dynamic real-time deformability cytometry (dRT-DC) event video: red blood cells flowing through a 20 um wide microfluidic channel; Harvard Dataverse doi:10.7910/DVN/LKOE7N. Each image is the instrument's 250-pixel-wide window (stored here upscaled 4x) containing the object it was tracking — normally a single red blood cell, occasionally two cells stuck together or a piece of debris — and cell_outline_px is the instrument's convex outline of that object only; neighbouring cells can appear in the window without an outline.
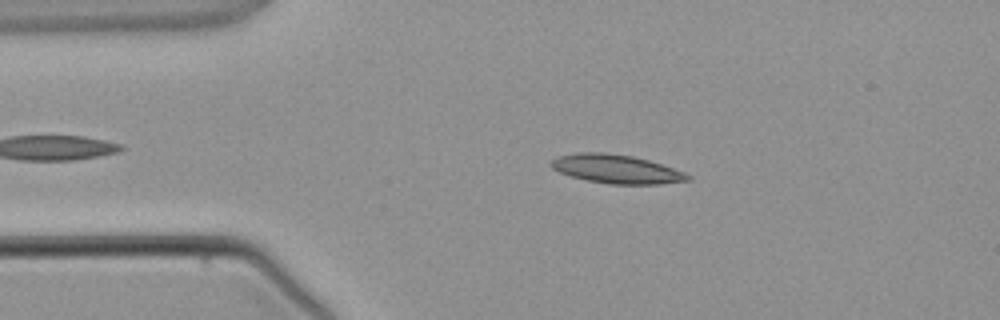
{"species": "common noctule bat (a hibernating species)", "species_latin": "Nyctalus noctula", "temperature_condition": "warm", "stored_images_in_passage": 6, "camera_frame_rate_fps": 3000, "um_per_image_px": 0.085, "animal": {"sex": "male", "body_mass_g": 21.5, "forearm_length_mm": 52.0}, "frame": {"image": 1, "passage_image": 4, "time_ms": 4.333, "image_size_px": [1000, 320], "cell_outline_px": [[692, 180], [660, 184], [608, 184], [588, 180], [572, 176], [560, 172], [552, 168], [548, 164], [552, 160], [560, 156], [576, 152], [604, 152], [632, 156], [648, 160], [684, 172], [692, 176]], "centroid_in_image_um": [52.4, 14.37], "position_along_channel_um": 32.6, "area_um2": 22.77}}
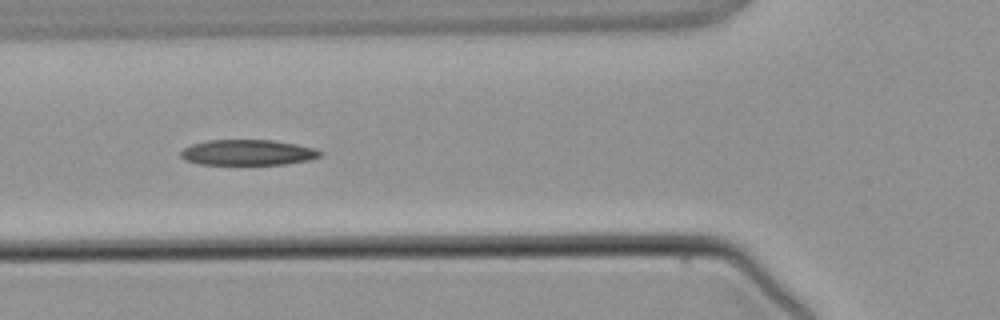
{"frame": {"image": 2, "passage_image": 6, "time_ms": 6.667, "image_size_px": [1000, 320], "cell_outline_px": [[324, 156], [308, 160], [284, 164], [200, 164], [184, 160], [180, 156], [180, 152], [184, 148], [192, 144], [208, 140], [272, 140], [296, 144], [316, 148], [324, 152]], "centroid_in_image_um": [21.1, 12.96], "position_along_channel_um": 104.7, "area_um2": 20.87}}